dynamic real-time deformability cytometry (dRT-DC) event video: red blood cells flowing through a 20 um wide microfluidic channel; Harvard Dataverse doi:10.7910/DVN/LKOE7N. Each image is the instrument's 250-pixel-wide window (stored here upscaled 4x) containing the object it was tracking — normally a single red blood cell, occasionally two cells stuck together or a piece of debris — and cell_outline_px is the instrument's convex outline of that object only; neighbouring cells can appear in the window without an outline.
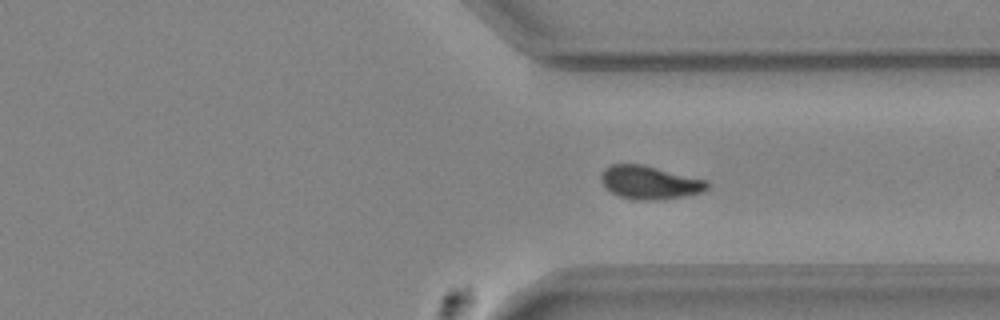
{"species": "common noctule bat (a hibernating species)", "species_latin": "Nyctalus noctula", "temperature_condition": "warm", "stored_images_in_passage": 44, "segment_of_instrument_passage": [2, 2], "camera_frame_rate_fps": 3000, "um_per_image_px": 0.085, "animal": {"sex": "female", "body_mass_g": 24.6, "forearm_length_mm": 56.2}, "frame": {"image": 1, "passage_image": 44, "time_ms": 14.333, "image_size_px": [1000, 320], "cell_outline_px": [[708, 188], [704, 192], [684, 196], [660, 200], [640, 200], [620, 196], [604, 188], [600, 180], [600, 176], [604, 168], [612, 164], [640, 164], [708, 180]], "centroid_in_image_um": [55.21, 15.51], "position_along_channel_um": 356.2, "area_um2": 20.63}}